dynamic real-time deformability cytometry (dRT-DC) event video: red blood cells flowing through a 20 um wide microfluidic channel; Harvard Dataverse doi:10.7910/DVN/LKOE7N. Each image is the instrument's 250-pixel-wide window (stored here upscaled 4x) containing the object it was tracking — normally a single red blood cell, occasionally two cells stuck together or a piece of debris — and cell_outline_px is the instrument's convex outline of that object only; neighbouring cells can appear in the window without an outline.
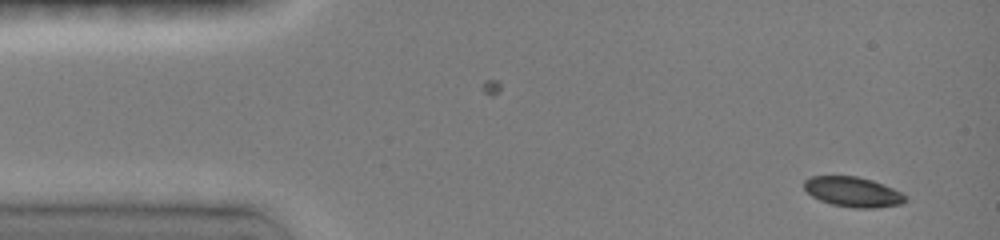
{"species": "common noctule bat (a hibernating species)", "species_latin": "Nyctalus noctula", "temperature_condition": "room temperature", "stored_images_in_passage": 16, "camera_frame_rate_fps": 3000, "um_per_image_px": 0.085, "animal": {"sex": "female", "body_mass_g": 19.0, "forearm_length_mm": 51.5}, "frame": {"image": 1, "passage_image": 1, "time_ms": 0.0, "image_size_px": [1000, 240], "cell_outline_px": [[908, 200], [904, 204], [876, 208], [856, 208], [832, 204], [820, 200], [812, 196], [804, 188], [804, 180], [808, 176], [856, 176], [872, 180], [884, 184], [908, 196]], "centroid_in_image_um": [72.53, 16.31], "position_along_channel_um": 12.5, "area_um2": 17.86}}
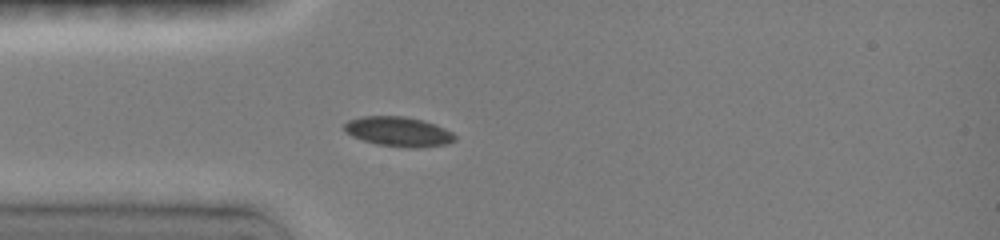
{"frame": {"image": 2, "passage_image": 8, "time_ms": 2.333, "image_size_px": [1000, 240], "cell_outline_px": [[456, 140], [448, 144], [416, 148], [404, 148], [376, 144], [352, 136], [344, 132], [344, 124], [348, 120], [360, 116], [404, 116], [424, 120], [444, 128], [452, 132], [456, 136]], "centroid_in_image_um": [33.87, 11.19], "position_along_channel_um": 51.1, "area_um2": 19.36}}
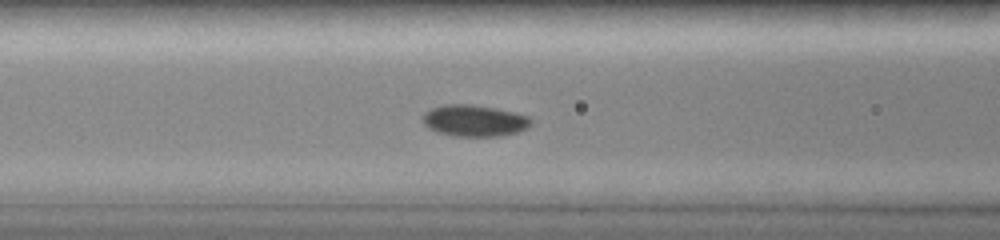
{"frame": {"image": 3, "passage_image": 12, "time_ms": 3.667, "image_size_px": [1000, 240], "cell_outline_px": [[532, 124], [520, 132], [504, 136], [452, 136], [436, 132], [428, 128], [424, 124], [420, 116], [424, 112], [432, 108], [444, 104], [468, 104], [496, 108], [516, 112], [528, 116], [532, 120]], "centroid_in_image_um": [40.31, 10.26], "position_along_channel_um": 126.3, "area_um2": 20.29}}